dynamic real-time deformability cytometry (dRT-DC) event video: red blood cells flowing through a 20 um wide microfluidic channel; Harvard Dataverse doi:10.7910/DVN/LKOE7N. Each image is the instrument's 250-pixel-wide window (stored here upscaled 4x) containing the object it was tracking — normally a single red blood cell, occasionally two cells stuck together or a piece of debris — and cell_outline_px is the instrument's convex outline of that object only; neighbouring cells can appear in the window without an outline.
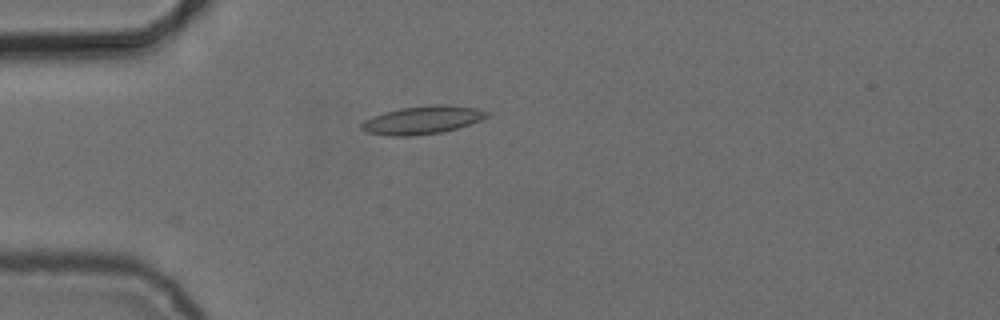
{"species": "common noctule bat (a hibernating species)", "species_latin": "Nyctalus noctula", "temperature_condition": "cold", "stored_images_in_passage": 4, "camera_frame_rate_fps": 3000, "um_per_image_px": 0.085, "animal": {"sex": "female", "body_mass_g": 24.6, "forearm_length_mm": 56.2}, "frame": {"image": 1, "passage_image": 4, "time_ms": 4.333, "image_size_px": [1000, 320], "cell_outline_px": [[488, 116], [480, 120], [444, 132], [412, 136], [388, 136], [368, 132], [360, 128], [360, 124], [364, 120], [372, 116], [384, 112], [400, 108], [436, 104], [448, 104], [476, 108], [488, 112]], "centroid_in_image_um": [35.87, 10.2], "position_along_channel_um": 49.1, "area_um2": 20.52}}